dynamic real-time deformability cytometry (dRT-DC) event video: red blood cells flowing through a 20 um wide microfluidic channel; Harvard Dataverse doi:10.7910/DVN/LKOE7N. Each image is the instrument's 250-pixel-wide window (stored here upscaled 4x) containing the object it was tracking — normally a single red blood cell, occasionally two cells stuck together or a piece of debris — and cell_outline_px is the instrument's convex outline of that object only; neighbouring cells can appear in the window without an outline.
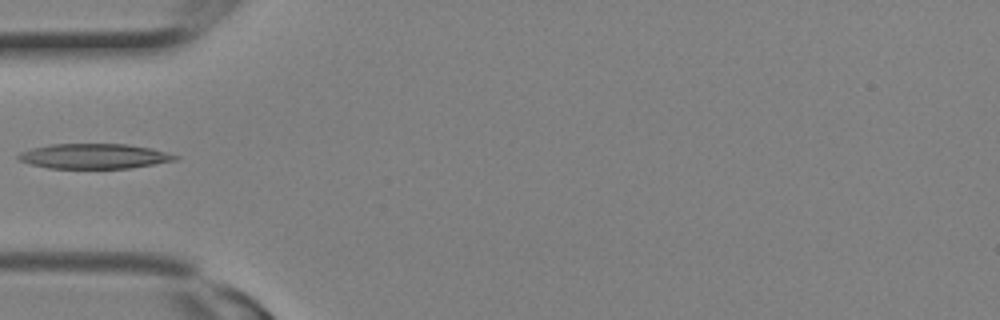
{"species": "Egyptian fruit bat (a non-hibernating species)", "species_latin": "Rousettus aegyptiacus", "temperature_condition": "room temperature", "stored_images_in_passage": 3, "camera_frame_rate_fps": 3000, "um_per_image_px": 0.085, "animal": {"sex": "female"}, "frame": {"image": 1, "passage_image": 3, "time_ms": 0.667, "image_size_px": [1000, 320], "cell_outline_px": [[180, 156], [176, 160], [132, 168], [48, 168], [32, 164], [20, 160], [16, 156], [20, 152], [32, 148], [48, 144], [128, 144], [152, 148], [168, 152]], "centroid_in_image_um": [8.03, 13.27], "position_along_channel_um": 77.0, "area_um2": 22.89}}